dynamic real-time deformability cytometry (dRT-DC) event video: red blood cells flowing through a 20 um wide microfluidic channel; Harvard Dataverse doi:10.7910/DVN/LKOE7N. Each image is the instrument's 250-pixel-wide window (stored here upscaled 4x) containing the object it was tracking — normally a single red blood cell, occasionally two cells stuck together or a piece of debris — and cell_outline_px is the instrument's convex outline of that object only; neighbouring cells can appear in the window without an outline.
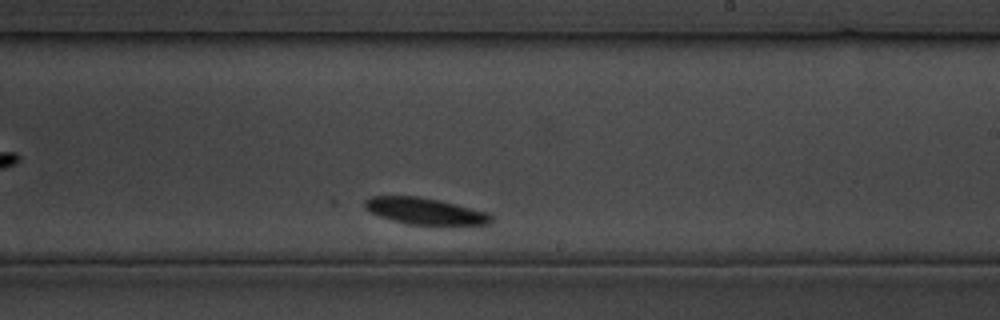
{"species": "common noctule bat (a hibernating species)", "species_latin": "Nyctalus noctula", "temperature_condition": "cold", "stored_images_in_passage": 33, "camera_frame_rate_fps": 3000, "um_per_image_px": 0.085, "animal": {"sex": "male", "body_mass_g": 19.5, "forearm_length_mm": 54.6}, "frame": {"image": 1, "passage_image": 24, "time_ms": 29.667, "image_size_px": [1000, 320], "cell_outline_px": [[492, 224], [448, 228], [408, 224], [392, 220], [380, 216], [364, 208], [364, 200], [372, 196], [416, 196], [456, 204], [488, 212], [492, 216]], "centroid_in_image_um": [36.23, 18.01], "position_along_channel_um": 252.8, "area_um2": 20.4}}